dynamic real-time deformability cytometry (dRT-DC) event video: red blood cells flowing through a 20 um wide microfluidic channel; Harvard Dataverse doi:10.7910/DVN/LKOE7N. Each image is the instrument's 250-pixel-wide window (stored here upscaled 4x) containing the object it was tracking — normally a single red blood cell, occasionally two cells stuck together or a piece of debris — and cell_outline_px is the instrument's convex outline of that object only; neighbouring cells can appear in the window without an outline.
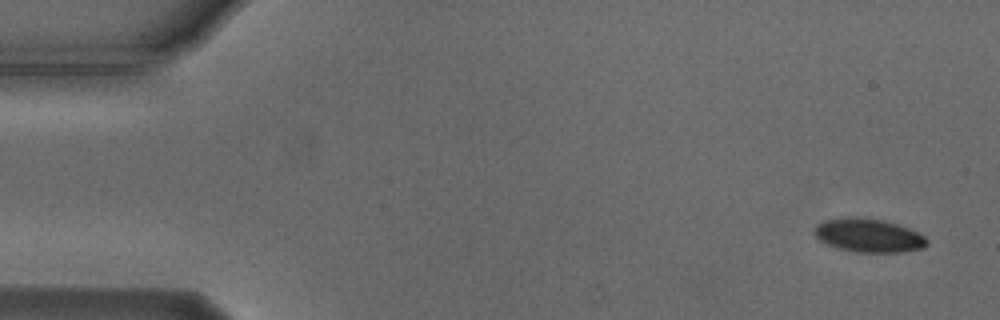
{"species": "Egyptian fruit bat (a non-hibernating species)", "species_latin": "Rousettus aegyptiacus", "temperature_condition": "cold", "stored_images_in_passage": 3, "camera_frame_rate_fps": 3000, "um_per_image_px": 0.085, "animal": {"sex": "male"}, "frame": {"image": 1, "passage_image": 3, "time_ms": 2.333, "image_size_px": [1000, 320], "cell_outline_px": [[928, 244], [924, 248], [904, 252], [856, 252], [840, 248], [828, 244], [820, 240], [812, 232], [824, 220], [848, 216], [856, 216], [880, 220], [896, 224], [908, 228], [924, 236], [928, 240]], "centroid_in_image_um": [73.85, 20.01], "position_along_channel_um": 11.2, "area_um2": 21.85}}